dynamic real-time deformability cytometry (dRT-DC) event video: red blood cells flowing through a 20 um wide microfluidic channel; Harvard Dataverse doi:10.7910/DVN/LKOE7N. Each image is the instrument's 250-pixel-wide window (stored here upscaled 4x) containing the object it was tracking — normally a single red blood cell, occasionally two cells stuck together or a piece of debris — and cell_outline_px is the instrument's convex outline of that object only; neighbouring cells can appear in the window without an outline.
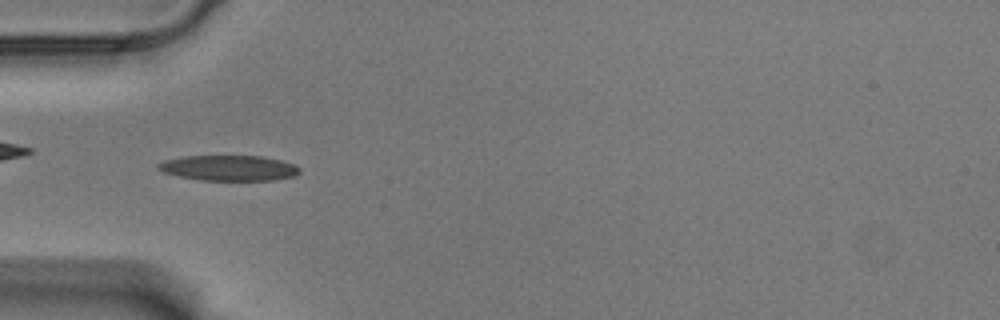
{"species": "Egyptian fruit bat (a non-hibernating species)", "species_latin": "Rousettus aegyptiacus", "temperature_condition": "warm", "stored_images_in_passage": 40, "camera_frame_rate_fps": 3000, "um_per_image_px": 0.085, "animal": {"sex": "male"}, "frame": {"image": 1, "passage_image": 1, "time_ms": 0.0, "image_size_px": [1000, 320], "cell_outline_px": [[300, 172], [296, 176], [272, 180], [200, 180], [180, 176], [164, 172], [156, 168], [156, 164], [164, 160], [184, 156], [260, 156], [280, 160], [292, 164], [300, 168]], "centroid_in_image_um": [19.44, 14.28], "position_along_channel_um": 65.6, "area_um2": 20.87}}
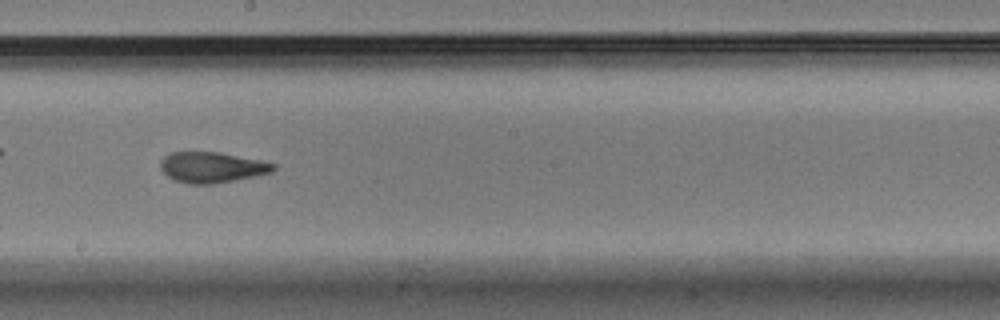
{"frame": {"image": 2, "passage_image": 15, "time_ms": 4.667, "image_size_px": [1000, 320], "cell_outline_px": [[276, 168], [272, 172], [212, 184], [188, 184], [172, 180], [160, 168], [160, 160], [164, 156], [172, 152], [220, 152], [260, 160], [276, 164]], "centroid_in_image_um": [17.97, 14.22], "position_along_channel_um": 230.2, "area_um2": 20.11}}
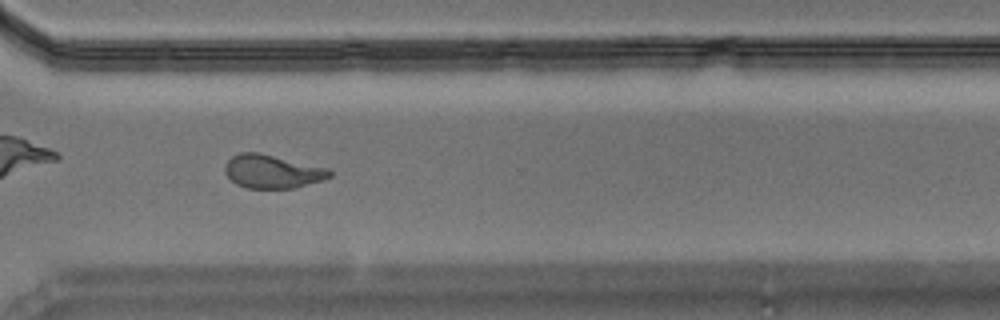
{"frame": {"image": 3, "passage_image": 25, "time_ms": 8.0, "image_size_px": [1000, 320], "cell_outline_px": [[332, 176], [324, 180], [292, 188], [248, 188], [236, 184], [224, 172], [224, 164], [232, 156], [240, 152], [260, 152], [328, 168], [332, 172]], "centroid_in_image_um": [23.14, 14.56], "position_along_channel_um": 347.5, "area_um2": 20.52}, "authors_computed_cell_mechanics": {"area_um2": 20.7213, "velocity_mm_per_s": 3.5281, "shape_relaxation_time_tau1_ms": null, "shape_relaxation_time_tau2_ms": 2.2371, "deformation_change_tau1": null, "deformation_change_tau2": 0.1023}}